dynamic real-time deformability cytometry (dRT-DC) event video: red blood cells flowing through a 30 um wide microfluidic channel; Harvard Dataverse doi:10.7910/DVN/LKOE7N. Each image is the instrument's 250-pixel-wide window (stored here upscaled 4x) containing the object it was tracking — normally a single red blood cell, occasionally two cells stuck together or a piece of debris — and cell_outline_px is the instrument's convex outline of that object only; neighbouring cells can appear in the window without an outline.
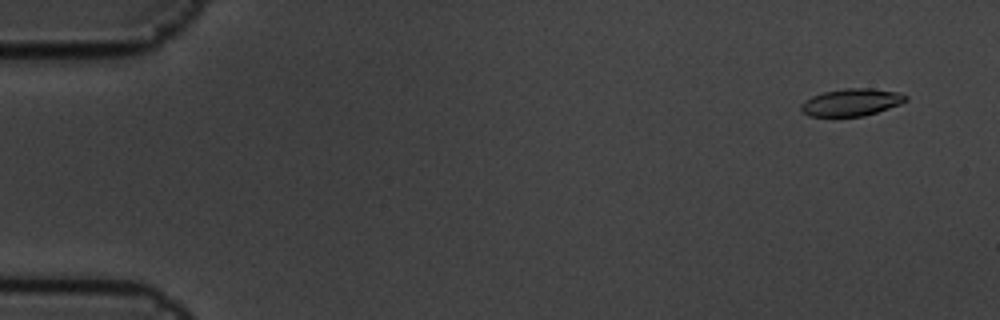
{"species": "common noctule bat (a hibernating species)", "species_latin": "Nyctalus noctula", "temperature_condition": "cold", "stored_images_in_passage": 6, "segment_of_instrument_passage": [1, 2], "camera_frame_rate_fps": 3000, "um_per_image_px": 0.085, "animal": {"sex": "male", "body_mass_g": 19.5, "forearm_length_mm": 54.6}, "frame": {"image": 1, "passage_image": 1, "time_ms": 0.0, "image_size_px": [1000, 320], "cell_outline_px": [[908, 100], [900, 104], [864, 116], [808, 116], [800, 108], [800, 104], [804, 100], [812, 96], [824, 92], [844, 88], [872, 88], [900, 92], [908, 96]], "centroid_in_image_um": [72.38, 8.68], "position_along_channel_um": 12.6, "area_um2": 16.7}}